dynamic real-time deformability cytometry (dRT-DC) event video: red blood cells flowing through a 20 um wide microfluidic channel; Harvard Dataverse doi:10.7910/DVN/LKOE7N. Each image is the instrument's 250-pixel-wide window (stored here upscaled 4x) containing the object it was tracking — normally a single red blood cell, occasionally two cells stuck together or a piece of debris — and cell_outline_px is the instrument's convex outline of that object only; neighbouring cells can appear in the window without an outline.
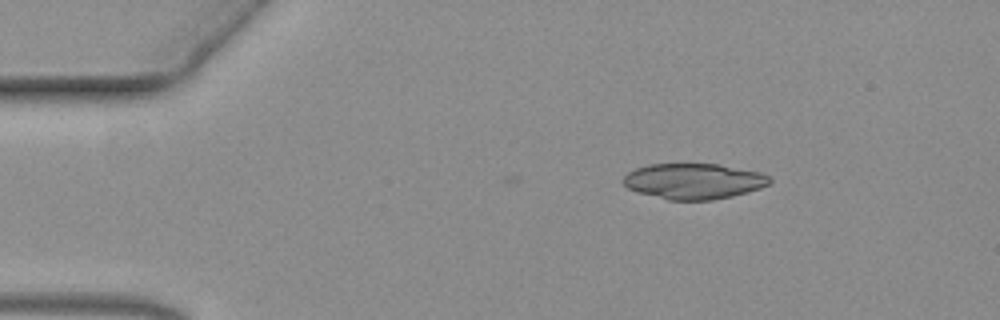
{"species": "common noctule bat (a hibernating species)", "species_latin": "Nyctalus noctula", "temperature_condition": "warm", "stored_images_in_passage": 5, "camera_frame_rate_fps": 3000, "um_per_image_px": 0.085, "animal": {"sex": "female", "body_mass_g": 19.3, "forearm_length_mm": 54.1}, "frame": {"image": 1, "passage_image": 1, "time_ms": 0.0, "image_size_px": [1000, 320], "cell_outline_px": [[772, 180], [768, 184], [760, 188], [748, 192], [732, 196], [712, 200], [668, 200], [636, 192], [628, 188], [624, 184], [624, 176], [628, 172], [636, 168], [648, 164], [720, 164], [760, 172], [768, 176]], "centroid_in_image_um": [58.96, 15.4], "position_along_channel_um": 26.0, "area_um2": 30.46}}